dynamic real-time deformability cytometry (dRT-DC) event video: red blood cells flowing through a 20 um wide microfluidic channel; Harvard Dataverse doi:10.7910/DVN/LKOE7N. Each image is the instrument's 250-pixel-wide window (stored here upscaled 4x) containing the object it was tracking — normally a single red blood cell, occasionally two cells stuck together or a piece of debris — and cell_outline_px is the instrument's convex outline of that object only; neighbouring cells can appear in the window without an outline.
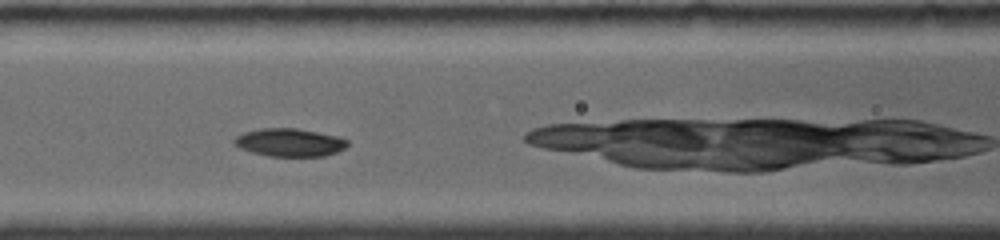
{"species": "common noctule bat (a hibernating species)", "species_latin": "Nyctalus noctula", "temperature_condition": "room temperature", "stored_images_in_passage": 31, "camera_frame_rate_fps": 4000, "um_per_image_px": 0.085, "animal": {"sex": "female", "body_mass_g": 19.0, "forearm_length_mm": 56.7}, "frame": {"image": 1, "passage_image": 5, "time_ms": 2.0, "image_size_px": [1000, 240], "cell_outline_px": [[348, 144], [344, 148], [336, 152], [324, 156], [268, 156], [252, 152], [240, 148], [232, 144], [232, 140], [236, 136], [244, 132], [260, 128], [296, 128], [340, 136], [348, 140]], "centroid_in_image_um": [24.6, 12.1], "position_along_channel_um": 142.0, "area_um2": 18.61}}
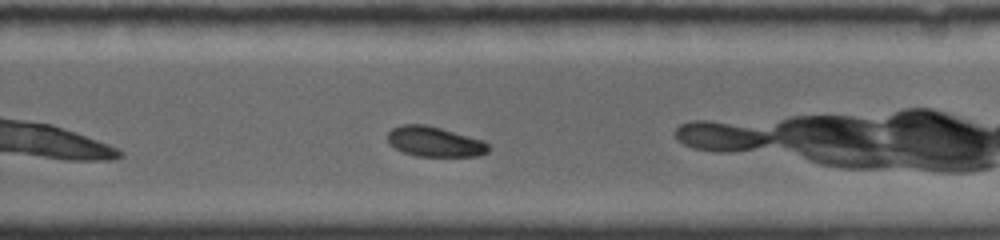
{"frame": {"image": 2, "passage_image": 18, "time_ms": 6.0, "image_size_px": [1000, 240], "cell_outline_px": [[488, 152], [480, 156], [416, 156], [404, 152], [388, 144], [388, 132], [392, 128], [400, 124], [424, 124], [440, 128], [484, 140], [488, 144]], "centroid_in_image_um": [36.94, 12.04], "position_along_channel_um": 292.9, "area_um2": 17.69}}